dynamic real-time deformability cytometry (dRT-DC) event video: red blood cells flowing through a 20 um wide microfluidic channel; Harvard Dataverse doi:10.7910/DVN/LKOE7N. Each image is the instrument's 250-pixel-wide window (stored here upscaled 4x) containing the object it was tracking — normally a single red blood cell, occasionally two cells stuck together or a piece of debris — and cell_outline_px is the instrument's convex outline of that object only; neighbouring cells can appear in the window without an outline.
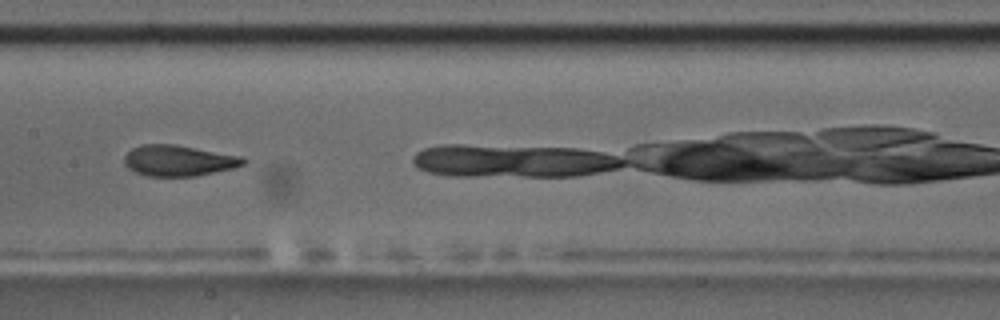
{"species": "common noctule bat (a hibernating species)", "species_latin": "Nyctalus noctula", "temperature_condition": "room temperature", "stored_images_in_passage": 9, "camera_frame_rate_fps": 3000, "um_per_image_px": 0.085, "animal": {"sex": "male", "body_mass_g": 17.5, "forearm_length_mm": 52.3}, "frame": {"image": 1, "passage_image": 6, "time_ms": 5.667, "image_size_px": [1000, 320], "cell_outline_px": [[248, 160], [244, 164], [232, 168], [196, 176], [148, 176], [136, 172], [128, 168], [124, 164], [124, 156], [132, 148], [140, 144], [176, 144], [244, 156]], "centroid_in_image_um": [15.2, 13.64], "position_along_channel_um": 192.2, "area_um2": 21.62}}
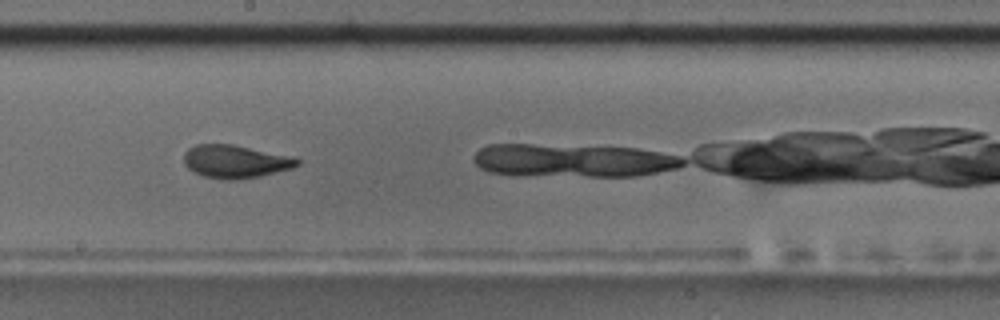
{"frame": {"image": 2, "passage_image": 7, "time_ms": 6.667, "image_size_px": [1000, 320], "cell_outline_px": [[300, 164], [292, 168], [260, 176], [236, 180], [224, 180], [204, 176], [188, 168], [184, 164], [184, 152], [188, 148], [196, 144], [232, 144], [292, 156], [300, 160]], "centroid_in_image_um": [20.0, 13.72], "position_along_channel_um": 228.2, "area_um2": 21.85}}